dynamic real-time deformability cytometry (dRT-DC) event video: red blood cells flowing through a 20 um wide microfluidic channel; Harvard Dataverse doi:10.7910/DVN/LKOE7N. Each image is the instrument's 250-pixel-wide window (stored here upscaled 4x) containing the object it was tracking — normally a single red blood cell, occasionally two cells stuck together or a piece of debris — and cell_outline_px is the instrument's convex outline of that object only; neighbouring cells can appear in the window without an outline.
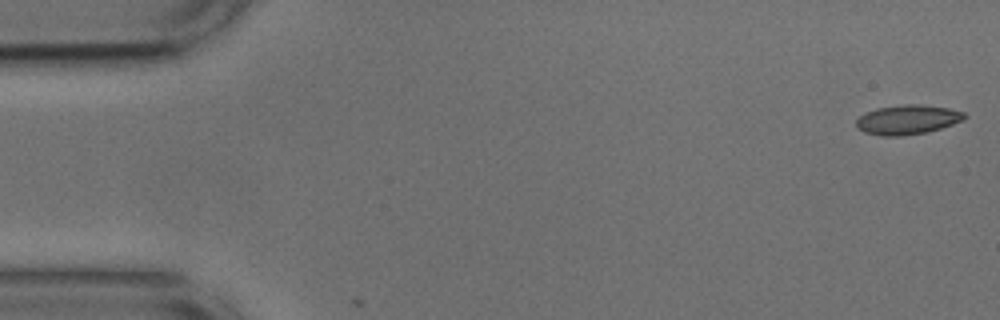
{"species": "common noctule bat (a hibernating species)", "species_latin": "Nyctalus noctula", "temperature_condition": "cold", "stored_images_in_passage": 2, "camera_frame_rate_fps": 3000, "um_per_image_px": 0.085, "animal": {"sex": "male", "body_mass_g": 17.9, "forearm_length_mm": 54.2}, "frame": {"image": 1, "passage_image": 1, "time_ms": 0.0, "image_size_px": [1000, 320], "cell_outline_px": [[968, 116], [964, 120], [940, 128], [924, 132], [900, 136], [884, 136], [864, 132], [856, 128], [856, 120], [860, 116], [876, 108], [904, 104], [920, 104], [948, 108], [964, 112]], "centroid_in_image_um": [77.14, 10.16], "position_along_channel_um": 7.9, "area_um2": 18.5}}